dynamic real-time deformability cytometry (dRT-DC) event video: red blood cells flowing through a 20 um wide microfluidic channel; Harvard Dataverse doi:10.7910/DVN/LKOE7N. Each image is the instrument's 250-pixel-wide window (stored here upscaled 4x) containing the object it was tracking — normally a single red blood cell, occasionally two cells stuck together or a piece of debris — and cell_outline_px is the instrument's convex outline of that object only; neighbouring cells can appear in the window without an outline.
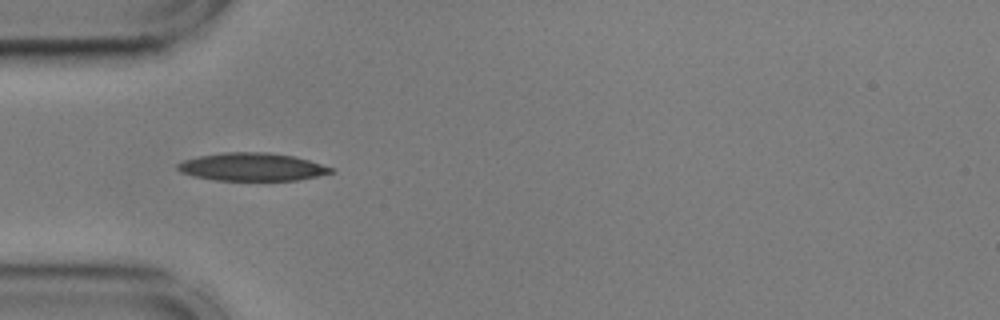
{"species": "common noctule bat (a hibernating species)", "species_latin": "Nyctalus noctula", "temperature_condition": "cold", "stored_images_in_passage": 30, "camera_frame_rate_fps": 3000, "um_per_image_px": 0.085, "animal": {"sex": "male", "body_mass_g": 17.9, "forearm_length_mm": 54.2}, "frame": {"image": 1, "passage_image": 5, "time_ms": 1.333, "image_size_px": [1000, 320], "cell_outline_px": [[336, 172], [296, 180], [216, 180], [196, 176], [180, 172], [176, 168], [176, 164], [184, 160], [200, 156], [224, 152], [268, 152], [292, 156], [308, 160], [332, 168]], "centroid_in_image_um": [21.41, 14.18], "position_along_channel_um": 63.6, "area_um2": 24.68}, "authors_computed_cell_mechanics": {"area_um2": 23.1489, "velocity_mm_per_s": 3.6392, "shape_relaxation_time_tau1_ms": 10.788, "shape_relaxation_time_tau2_ms": 3.6064, "deformation_change_tau1": 0.3599, "deformation_change_tau2": 0.1042}}